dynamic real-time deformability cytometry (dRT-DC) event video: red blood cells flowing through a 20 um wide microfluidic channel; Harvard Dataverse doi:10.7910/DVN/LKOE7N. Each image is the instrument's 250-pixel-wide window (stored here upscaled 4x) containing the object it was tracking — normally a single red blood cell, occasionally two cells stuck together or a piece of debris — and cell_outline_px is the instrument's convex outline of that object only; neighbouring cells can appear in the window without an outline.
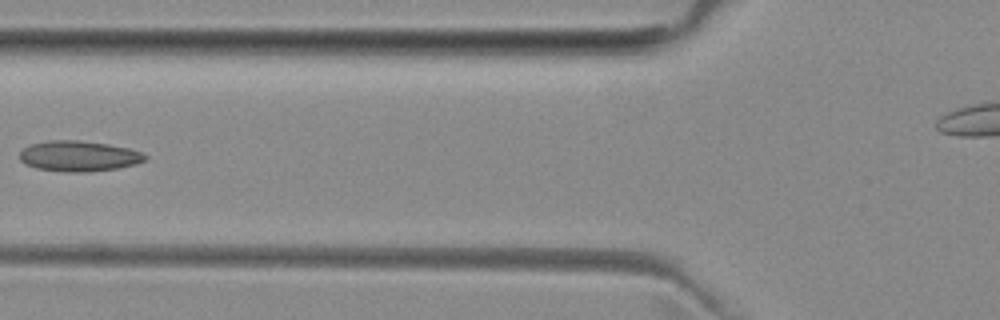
{"species": "common noctule bat (a hibernating species)", "species_latin": "Nyctalus noctula", "temperature_condition": "room temperature", "stored_images_in_passage": 6, "camera_frame_rate_fps": 3000, "um_per_image_px": 0.085, "animal": {"sex": "female", "body_mass_g": 29.2, "forearm_length_mm": 56.3}, "frame": {"image": 1, "passage_image": 5, "time_ms": 4.667, "image_size_px": [1000, 320], "cell_outline_px": [[148, 156], [144, 160], [136, 164], [116, 168], [92, 172], [64, 172], [36, 168], [24, 164], [20, 160], [20, 152], [28, 144], [48, 140], [76, 140], [108, 144], [128, 148], [144, 152]], "centroid_in_image_um": [6.68, 13.27], "position_along_channel_um": 119.1, "area_um2": 22.54}}
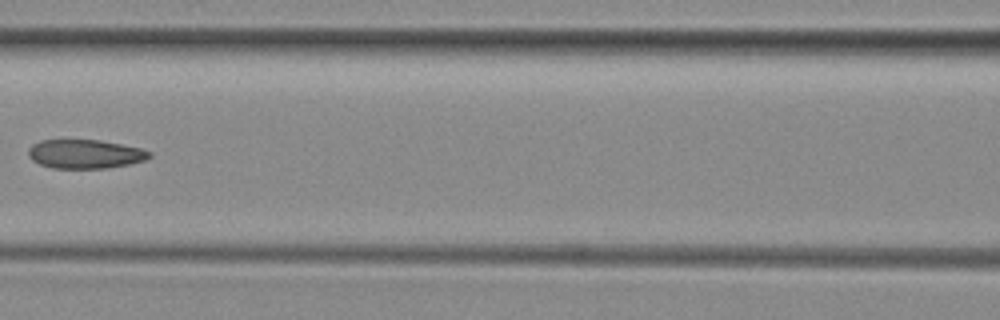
{"frame": {"image": 2, "passage_image": 6, "time_ms": 5.667, "image_size_px": [1000, 320], "cell_outline_px": [[152, 156], [144, 160], [128, 164], [108, 168], [52, 168], [40, 164], [32, 160], [28, 156], [28, 148], [32, 144], [40, 140], [100, 140], [140, 148], [152, 152]], "centroid_in_image_um": [7.21, 13.09], "position_along_channel_um": 159.4, "area_um2": 20.4}}